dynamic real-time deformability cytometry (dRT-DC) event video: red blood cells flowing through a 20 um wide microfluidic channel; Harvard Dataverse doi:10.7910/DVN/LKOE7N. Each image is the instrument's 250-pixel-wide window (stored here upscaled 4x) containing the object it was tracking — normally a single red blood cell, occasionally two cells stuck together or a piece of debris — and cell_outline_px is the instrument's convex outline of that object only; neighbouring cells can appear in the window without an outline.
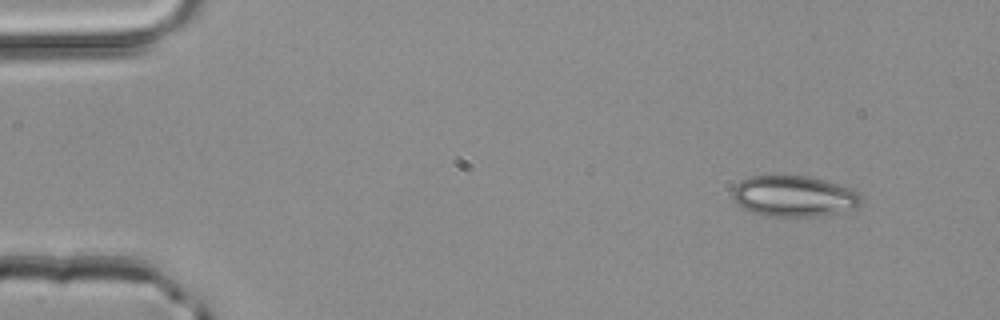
{"species": "common noctule bat (a hibernating species)", "species_latin": "Nyctalus noctula", "temperature_condition": "room temperature", "stored_images_in_passage": 4, "camera_frame_rate_fps": 3000, "um_per_image_px": 0.085, "animal": {"sex": "male", "body_mass_g": 20.4}, "frame": {"image": 1, "passage_image": 1, "time_ms": 0.0, "image_size_px": [1000, 320], "cell_outline_px": [[860, 204], [852, 208], [836, 212], [816, 216], [768, 216], [752, 212], [736, 204], [732, 200], [732, 192], [736, 184], [740, 180], [752, 176], [808, 176], [824, 180], [852, 188], [860, 192]], "centroid_in_image_um": [67.44, 16.66], "position_along_channel_um": 17.6, "area_um2": 30.52}}